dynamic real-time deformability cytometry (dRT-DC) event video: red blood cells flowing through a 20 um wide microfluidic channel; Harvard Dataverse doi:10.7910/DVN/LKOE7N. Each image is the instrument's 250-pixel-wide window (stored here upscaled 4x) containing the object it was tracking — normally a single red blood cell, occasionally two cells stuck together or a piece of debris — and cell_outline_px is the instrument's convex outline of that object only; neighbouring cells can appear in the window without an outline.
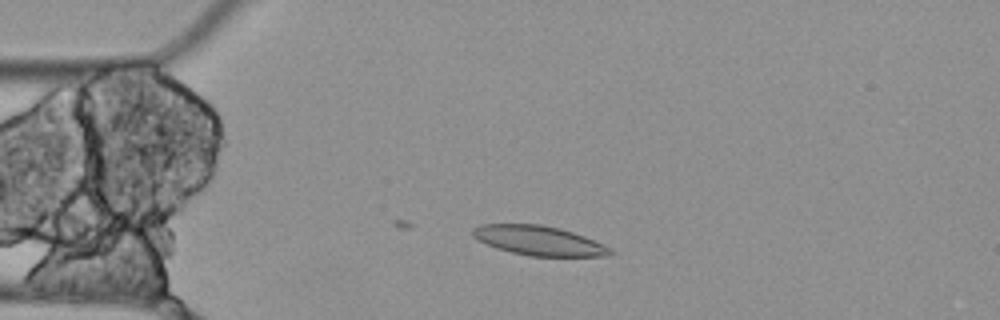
{"species": "Egyptian fruit bat (a non-hibernating species)", "species_latin": "Rousettus aegyptiacus", "temperature_condition": "cold", "stored_images_in_passage": 4, "camera_frame_rate_fps": 3000, "um_per_image_px": 0.085, "animal": {"sex": "female"}, "frame": {"image": 1, "passage_image": 3, "time_ms": 0.667, "image_size_px": [1000, 320], "cell_outline_px": [[612, 256], [532, 256], [512, 252], [496, 248], [476, 240], [472, 236], [472, 228], [480, 224], [540, 224], [560, 228], [584, 236], [604, 244], [612, 248]], "centroid_in_image_um": [45.79, 20.45], "position_along_channel_um": 39.2, "area_um2": 23.76}}